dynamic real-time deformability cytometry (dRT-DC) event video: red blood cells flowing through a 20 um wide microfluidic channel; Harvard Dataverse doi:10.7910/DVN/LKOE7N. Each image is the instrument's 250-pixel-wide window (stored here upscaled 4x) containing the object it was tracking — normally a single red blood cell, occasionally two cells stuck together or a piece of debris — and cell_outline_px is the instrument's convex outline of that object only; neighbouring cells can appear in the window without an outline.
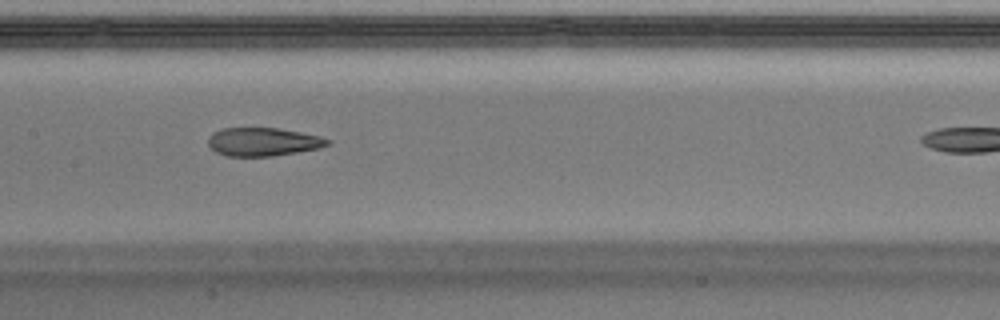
{"species": "Egyptian fruit bat (a non-hibernating species)", "species_latin": "Rousettus aegyptiacus", "temperature_condition": "warm", "stored_images_in_passage": 39, "camera_frame_rate_fps": 3000, "um_per_image_px": 0.085, "animal": {"sex": "male"}, "frame": {"image": 1, "passage_image": 23, "time_ms": 7.333, "image_size_px": [1000, 320], "cell_outline_px": [[332, 140], [328, 144], [316, 148], [296, 152], [272, 156], [228, 156], [216, 152], [208, 144], [208, 136], [212, 132], [224, 128], [276, 128], [300, 132], [320, 136]], "centroid_in_image_um": [22.32, 12.05], "position_along_channel_um": 185.1, "area_um2": 19.54}}